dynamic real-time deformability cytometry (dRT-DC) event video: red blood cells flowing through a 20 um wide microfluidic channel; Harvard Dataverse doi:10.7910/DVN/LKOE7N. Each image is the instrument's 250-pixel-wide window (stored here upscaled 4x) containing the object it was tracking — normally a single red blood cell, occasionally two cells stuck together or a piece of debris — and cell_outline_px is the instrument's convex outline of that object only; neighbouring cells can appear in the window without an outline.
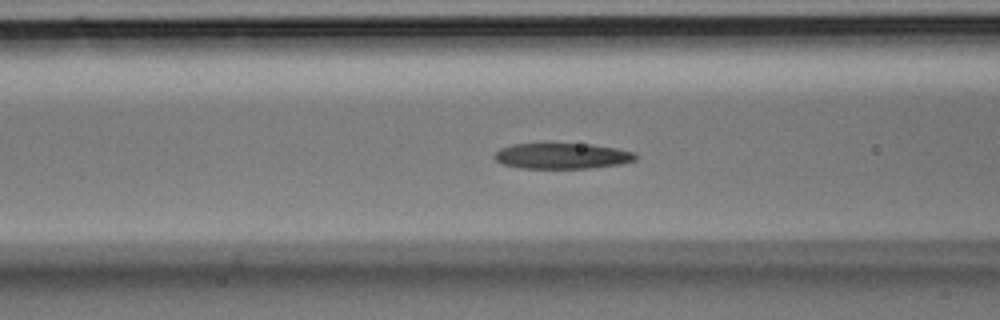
{"species": "Egyptian fruit bat (a non-hibernating species)", "species_latin": "Rousettus aegyptiacus", "temperature_condition": "room temperature", "stored_images_in_passage": 6, "segment_of_instrument_passage": [2, 2], "camera_frame_rate_fps": 3000, "um_per_image_px": 0.085, "animal": {"sex": "male"}, "frame": {"image": 1, "passage_image": 6, "time_ms": 1.667, "image_size_px": [1000, 320], "cell_outline_px": [[636, 160], [620, 164], [592, 168], [520, 168], [504, 164], [496, 160], [492, 156], [500, 148], [512, 144], [552, 140], [592, 144], [616, 148], [636, 152]], "centroid_in_image_um": [47.75, 13.2], "position_along_channel_um": 118.9, "area_um2": 22.31}}